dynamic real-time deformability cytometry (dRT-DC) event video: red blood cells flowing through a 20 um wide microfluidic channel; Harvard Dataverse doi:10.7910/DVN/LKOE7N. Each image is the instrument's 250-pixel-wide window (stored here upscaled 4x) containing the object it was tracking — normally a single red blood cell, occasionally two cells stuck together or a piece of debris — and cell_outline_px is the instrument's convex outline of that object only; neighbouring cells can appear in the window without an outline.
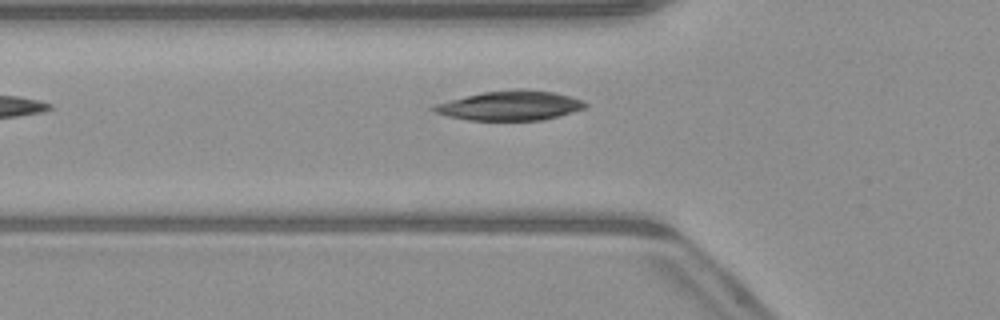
{"species": "common noctule bat (a hibernating species)", "species_latin": "Nyctalus noctula", "temperature_condition": "warm", "stored_images_in_passage": 4, "camera_frame_rate_fps": 3000, "um_per_image_px": 0.085, "animal": {"sex": "male", "body_mass_g": 23.1, "forearm_length_mm": 52.7}, "frame": {"image": 1, "passage_image": 4, "time_ms": 3.333, "image_size_px": [1000, 320], "cell_outline_px": [[588, 104], [584, 108], [560, 116], [544, 120], [468, 120], [448, 116], [436, 112], [432, 108], [436, 104], [484, 92], [512, 88], [524, 88], [552, 92], [584, 100]], "centroid_in_image_um": [43.43, 8.97], "position_along_channel_um": 82.4, "area_um2": 25.89}}